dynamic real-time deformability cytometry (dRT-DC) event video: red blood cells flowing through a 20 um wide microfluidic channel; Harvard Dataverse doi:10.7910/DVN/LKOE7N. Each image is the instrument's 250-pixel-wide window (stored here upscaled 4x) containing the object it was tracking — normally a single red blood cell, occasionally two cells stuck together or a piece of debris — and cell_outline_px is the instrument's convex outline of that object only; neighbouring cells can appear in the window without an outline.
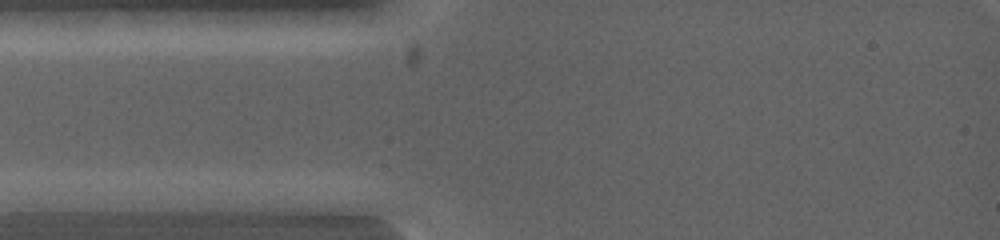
{"species": "common noctule bat (a hibernating species)", "species_latin": "Nyctalus noctula", "temperature_condition": "warm", "stored_images_in_passage": 2, "camera_frame_rate_fps": 5000, "um_per_image_px": 0.085, "animal": {"sex": "female", "body_mass_g": 19.0, "forearm_length_mm": 53.3}, "frame": {"image": 1, "passage_image": 1, "time_ms": 0.0, "image_size_px": [1000, 240], "cell_outline_px": [[124, 200], [100, 212], [16, 212], [16, 200], [64, 192], [120, 192], [124, 196]], "centroid_in_image_um": [5.96, 17.2], "position_along_channel_um": 79.0, "area_um2": 13.12}}